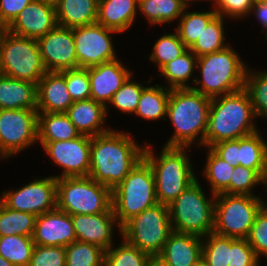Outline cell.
Returning a JSON list of instances; mask_svg holds the SVG:
<instances>
[{
  "instance_id": "cell-25",
  "label": "cell",
  "mask_w": 267,
  "mask_h": 266,
  "mask_svg": "<svg viewBox=\"0 0 267 266\" xmlns=\"http://www.w3.org/2000/svg\"><path fill=\"white\" fill-rule=\"evenodd\" d=\"M138 10V0H99L97 23L124 32L135 21Z\"/></svg>"
},
{
  "instance_id": "cell-53",
  "label": "cell",
  "mask_w": 267,
  "mask_h": 266,
  "mask_svg": "<svg viewBox=\"0 0 267 266\" xmlns=\"http://www.w3.org/2000/svg\"><path fill=\"white\" fill-rule=\"evenodd\" d=\"M208 1H214L216 6L214 7V10L217 11L224 3H232V0H208Z\"/></svg>"
},
{
  "instance_id": "cell-6",
  "label": "cell",
  "mask_w": 267,
  "mask_h": 266,
  "mask_svg": "<svg viewBox=\"0 0 267 266\" xmlns=\"http://www.w3.org/2000/svg\"><path fill=\"white\" fill-rule=\"evenodd\" d=\"M156 204L158 200L154 174L143 158L112 190V209L122 227L131 218Z\"/></svg>"
},
{
  "instance_id": "cell-19",
  "label": "cell",
  "mask_w": 267,
  "mask_h": 266,
  "mask_svg": "<svg viewBox=\"0 0 267 266\" xmlns=\"http://www.w3.org/2000/svg\"><path fill=\"white\" fill-rule=\"evenodd\" d=\"M71 217L76 239L97 245L105 251L113 246L115 226L121 235V227L114 213L76 214Z\"/></svg>"
},
{
  "instance_id": "cell-32",
  "label": "cell",
  "mask_w": 267,
  "mask_h": 266,
  "mask_svg": "<svg viewBox=\"0 0 267 266\" xmlns=\"http://www.w3.org/2000/svg\"><path fill=\"white\" fill-rule=\"evenodd\" d=\"M36 217L31 213L10 209L0 201V237L8 235L33 237Z\"/></svg>"
},
{
  "instance_id": "cell-3",
  "label": "cell",
  "mask_w": 267,
  "mask_h": 266,
  "mask_svg": "<svg viewBox=\"0 0 267 266\" xmlns=\"http://www.w3.org/2000/svg\"><path fill=\"white\" fill-rule=\"evenodd\" d=\"M210 104L211 98L191 88L170 89L166 117L175 131L164 146L190 148L197 140L205 147Z\"/></svg>"
},
{
  "instance_id": "cell-43",
  "label": "cell",
  "mask_w": 267,
  "mask_h": 266,
  "mask_svg": "<svg viewBox=\"0 0 267 266\" xmlns=\"http://www.w3.org/2000/svg\"><path fill=\"white\" fill-rule=\"evenodd\" d=\"M259 184L267 187V181L256 170L237 165L230 180V194L252 196V188Z\"/></svg>"
},
{
  "instance_id": "cell-45",
  "label": "cell",
  "mask_w": 267,
  "mask_h": 266,
  "mask_svg": "<svg viewBox=\"0 0 267 266\" xmlns=\"http://www.w3.org/2000/svg\"><path fill=\"white\" fill-rule=\"evenodd\" d=\"M247 241L253 248L258 259L267 258V211L263 208L257 213Z\"/></svg>"
},
{
  "instance_id": "cell-49",
  "label": "cell",
  "mask_w": 267,
  "mask_h": 266,
  "mask_svg": "<svg viewBox=\"0 0 267 266\" xmlns=\"http://www.w3.org/2000/svg\"><path fill=\"white\" fill-rule=\"evenodd\" d=\"M33 0H0V25L7 28Z\"/></svg>"
},
{
  "instance_id": "cell-50",
  "label": "cell",
  "mask_w": 267,
  "mask_h": 266,
  "mask_svg": "<svg viewBox=\"0 0 267 266\" xmlns=\"http://www.w3.org/2000/svg\"><path fill=\"white\" fill-rule=\"evenodd\" d=\"M254 0H232V3H224L216 12L218 15L240 19L250 15Z\"/></svg>"
},
{
  "instance_id": "cell-35",
  "label": "cell",
  "mask_w": 267,
  "mask_h": 266,
  "mask_svg": "<svg viewBox=\"0 0 267 266\" xmlns=\"http://www.w3.org/2000/svg\"><path fill=\"white\" fill-rule=\"evenodd\" d=\"M224 18L217 14L190 48L197 57L220 51L228 46L225 44Z\"/></svg>"
},
{
  "instance_id": "cell-17",
  "label": "cell",
  "mask_w": 267,
  "mask_h": 266,
  "mask_svg": "<svg viewBox=\"0 0 267 266\" xmlns=\"http://www.w3.org/2000/svg\"><path fill=\"white\" fill-rule=\"evenodd\" d=\"M76 240L70 214L55 208L36 217L33 234L35 245L67 247Z\"/></svg>"
},
{
  "instance_id": "cell-31",
  "label": "cell",
  "mask_w": 267,
  "mask_h": 266,
  "mask_svg": "<svg viewBox=\"0 0 267 266\" xmlns=\"http://www.w3.org/2000/svg\"><path fill=\"white\" fill-rule=\"evenodd\" d=\"M138 9L151 25L178 20L185 7L178 0H138Z\"/></svg>"
},
{
  "instance_id": "cell-12",
  "label": "cell",
  "mask_w": 267,
  "mask_h": 266,
  "mask_svg": "<svg viewBox=\"0 0 267 266\" xmlns=\"http://www.w3.org/2000/svg\"><path fill=\"white\" fill-rule=\"evenodd\" d=\"M38 141L37 109L0 110V156L11 158Z\"/></svg>"
},
{
  "instance_id": "cell-54",
  "label": "cell",
  "mask_w": 267,
  "mask_h": 266,
  "mask_svg": "<svg viewBox=\"0 0 267 266\" xmlns=\"http://www.w3.org/2000/svg\"><path fill=\"white\" fill-rule=\"evenodd\" d=\"M0 266H14V265L0 255Z\"/></svg>"
},
{
  "instance_id": "cell-42",
  "label": "cell",
  "mask_w": 267,
  "mask_h": 266,
  "mask_svg": "<svg viewBox=\"0 0 267 266\" xmlns=\"http://www.w3.org/2000/svg\"><path fill=\"white\" fill-rule=\"evenodd\" d=\"M131 78L132 76L130 75L109 102L111 107L113 105L125 114L135 113L142 90L146 87L138 83V81H131Z\"/></svg>"
},
{
  "instance_id": "cell-39",
  "label": "cell",
  "mask_w": 267,
  "mask_h": 266,
  "mask_svg": "<svg viewBox=\"0 0 267 266\" xmlns=\"http://www.w3.org/2000/svg\"><path fill=\"white\" fill-rule=\"evenodd\" d=\"M122 239L119 246L105 251L104 266H147L150 255Z\"/></svg>"
},
{
  "instance_id": "cell-30",
  "label": "cell",
  "mask_w": 267,
  "mask_h": 266,
  "mask_svg": "<svg viewBox=\"0 0 267 266\" xmlns=\"http://www.w3.org/2000/svg\"><path fill=\"white\" fill-rule=\"evenodd\" d=\"M197 56L188 49L183 55L168 62L161 70L160 75L166 78L169 89L191 88L187 82L196 68Z\"/></svg>"
},
{
  "instance_id": "cell-40",
  "label": "cell",
  "mask_w": 267,
  "mask_h": 266,
  "mask_svg": "<svg viewBox=\"0 0 267 266\" xmlns=\"http://www.w3.org/2000/svg\"><path fill=\"white\" fill-rule=\"evenodd\" d=\"M188 48L179 38L177 32L164 34L155 42L149 59L154 62L159 71L170 61L183 55Z\"/></svg>"
},
{
  "instance_id": "cell-4",
  "label": "cell",
  "mask_w": 267,
  "mask_h": 266,
  "mask_svg": "<svg viewBox=\"0 0 267 266\" xmlns=\"http://www.w3.org/2000/svg\"><path fill=\"white\" fill-rule=\"evenodd\" d=\"M246 63L231 47L197 57L196 69L202 78H193L191 89L214 98L244 88ZM201 85L199 86V84Z\"/></svg>"
},
{
  "instance_id": "cell-18",
  "label": "cell",
  "mask_w": 267,
  "mask_h": 266,
  "mask_svg": "<svg viewBox=\"0 0 267 266\" xmlns=\"http://www.w3.org/2000/svg\"><path fill=\"white\" fill-rule=\"evenodd\" d=\"M57 25L55 6L33 0L6 29L20 36L38 39Z\"/></svg>"
},
{
  "instance_id": "cell-47",
  "label": "cell",
  "mask_w": 267,
  "mask_h": 266,
  "mask_svg": "<svg viewBox=\"0 0 267 266\" xmlns=\"http://www.w3.org/2000/svg\"><path fill=\"white\" fill-rule=\"evenodd\" d=\"M253 248L247 239H235L230 237V257L228 266H259Z\"/></svg>"
},
{
  "instance_id": "cell-5",
  "label": "cell",
  "mask_w": 267,
  "mask_h": 266,
  "mask_svg": "<svg viewBox=\"0 0 267 266\" xmlns=\"http://www.w3.org/2000/svg\"><path fill=\"white\" fill-rule=\"evenodd\" d=\"M150 148L149 144L145 145L143 158L152 168L158 203L169 206L197 180L190 158L186 154L188 147L163 146L158 157Z\"/></svg>"
},
{
  "instance_id": "cell-46",
  "label": "cell",
  "mask_w": 267,
  "mask_h": 266,
  "mask_svg": "<svg viewBox=\"0 0 267 266\" xmlns=\"http://www.w3.org/2000/svg\"><path fill=\"white\" fill-rule=\"evenodd\" d=\"M29 266H66L65 247L35 245Z\"/></svg>"
},
{
  "instance_id": "cell-22",
  "label": "cell",
  "mask_w": 267,
  "mask_h": 266,
  "mask_svg": "<svg viewBox=\"0 0 267 266\" xmlns=\"http://www.w3.org/2000/svg\"><path fill=\"white\" fill-rule=\"evenodd\" d=\"M202 237L172 231L158 254L171 266H192L202 258Z\"/></svg>"
},
{
  "instance_id": "cell-24",
  "label": "cell",
  "mask_w": 267,
  "mask_h": 266,
  "mask_svg": "<svg viewBox=\"0 0 267 266\" xmlns=\"http://www.w3.org/2000/svg\"><path fill=\"white\" fill-rule=\"evenodd\" d=\"M1 109H37V84L0 76Z\"/></svg>"
},
{
  "instance_id": "cell-8",
  "label": "cell",
  "mask_w": 267,
  "mask_h": 266,
  "mask_svg": "<svg viewBox=\"0 0 267 266\" xmlns=\"http://www.w3.org/2000/svg\"><path fill=\"white\" fill-rule=\"evenodd\" d=\"M172 231L190 233L201 237L213 232L215 195L206 198L196 180L169 206Z\"/></svg>"
},
{
  "instance_id": "cell-10",
  "label": "cell",
  "mask_w": 267,
  "mask_h": 266,
  "mask_svg": "<svg viewBox=\"0 0 267 266\" xmlns=\"http://www.w3.org/2000/svg\"><path fill=\"white\" fill-rule=\"evenodd\" d=\"M262 205L263 199L257 195H215L213 232L235 239H247Z\"/></svg>"
},
{
  "instance_id": "cell-56",
  "label": "cell",
  "mask_w": 267,
  "mask_h": 266,
  "mask_svg": "<svg viewBox=\"0 0 267 266\" xmlns=\"http://www.w3.org/2000/svg\"><path fill=\"white\" fill-rule=\"evenodd\" d=\"M41 1H44L52 6H56L60 0H41Z\"/></svg>"
},
{
  "instance_id": "cell-44",
  "label": "cell",
  "mask_w": 267,
  "mask_h": 266,
  "mask_svg": "<svg viewBox=\"0 0 267 266\" xmlns=\"http://www.w3.org/2000/svg\"><path fill=\"white\" fill-rule=\"evenodd\" d=\"M60 73L65 77L67 90L73 101L90 99L88 68L69 69Z\"/></svg>"
},
{
  "instance_id": "cell-55",
  "label": "cell",
  "mask_w": 267,
  "mask_h": 266,
  "mask_svg": "<svg viewBox=\"0 0 267 266\" xmlns=\"http://www.w3.org/2000/svg\"><path fill=\"white\" fill-rule=\"evenodd\" d=\"M185 8L189 7L190 2L198 1V0H178ZM202 1V0H201ZM208 1V0H207Z\"/></svg>"
},
{
  "instance_id": "cell-58",
  "label": "cell",
  "mask_w": 267,
  "mask_h": 266,
  "mask_svg": "<svg viewBox=\"0 0 267 266\" xmlns=\"http://www.w3.org/2000/svg\"><path fill=\"white\" fill-rule=\"evenodd\" d=\"M262 208L265 209L267 211V204L266 202L263 200V205H262Z\"/></svg>"
},
{
  "instance_id": "cell-21",
  "label": "cell",
  "mask_w": 267,
  "mask_h": 266,
  "mask_svg": "<svg viewBox=\"0 0 267 266\" xmlns=\"http://www.w3.org/2000/svg\"><path fill=\"white\" fill-rule=\"evenodd\" d=\"M65 77L60 72L47 71L37 84V112L65 113L73 104Z\"/></svg>"
},
{
  "instance_id": "cell-38",
  "label": "cell",
  "mask_w": 267,
  "mask_h": 266,
  "mask_svg": "<svg viewBox=\"0 0 267 266\" xmlns=\"http://www.w3.org/2000/svg\"><path fill=\"white\" fill-rule=\"evenodd\" d=\"M66 266H104L105 250L76 240L65 247Z\"/></svg>"
},
{
  "instance_id": "cell-33",
  "label": "cell",
  "mask_w": 267,
  "mask_h": 266,
  "mask_svg": "<svg viewBox=\"0 0 267 266\" xmlns=\"http://www.w3.org/2000/svg\"><path fill=\"white\" fill-rule=\"evenodd\" d=\"M207 149V161L203 169V175L207 178L211 187L210 195L230 194V180L234 167L218 157L209 147Z\"/></svg>"
},
{
  "instance_id": "cell-14",
  "label": "cell",
  "mask_w": 267,
  "mask_h": 266,
  "mask_svg": "<svg viewBox=\"0 0 267 266\" xmlns=\"http://www.w3.org/2000/svg\"><path fill=\"white\" fill-rule=\"evenodd\" d=\"M72 30L78 68H88L118 59L111 35L119 32L98 23L74 27Z\"/></svg>"
},
{
  "instance_id": "cell-23",
  "label": "cell",
  "mask_w": 267,
  "mask_h": 266,
  "mask_svg": "<svg viewBox=\"0 0 267 266\" xmlns=\"http://www.w3.org/2000/svg\"><path fill=\"white\" fill-rule=\"evenodd\" d=\"M65 113L80 134L92 137L111 130L104 126L108 109L91 98L74 101Z\"/></svg>"
},
{
  "instance_id": "cell-52",
  "label": "cell",
  "mask_w": 267,
  "mask_h": 266,
  "mask_svg": "<svg viewBox=\"0 0 267 266\" xmlns=\"http://www.w3.org/2000/svg\"><path fill=\"white\" fill-rule=\"evenodd\" d=\"M147 266H171L159 255H150L148 258Z\"/></svg>"
},
{
  "instance_id": "cell-9",
  "label": "cell",
  "mask_w": 267,
  "mask_h": 266,
  "mask_svg": "<svg viewBox=\"0 0 267 266\" xmlns=\"http://www.w3.org/2000/svg\"><path fill=\"white\" fill-rule=\"evenodd\" d=\"M0 66L3 75L35 84L47 72L36 39L14 34L6 28L0 34Z\"/></svg>"
},
{
  "instance_id": "cell-11",
  "label": "cell",
  "mask_w": 267,
  "mask_h": 266,
  "mask_svg": "<svg viewBox=\"0 0 267 266\" xmlns=\"http://www.w3.org/2000/svg\"><path fill=\"white\" fill-rule=\"evenodd\" d=\"M172 232L169 207L164 204L145 209L121 227V237L149 255H158Z\"/></svg>"
},
{
  "instance_id": "cell-27",
  "label": "cell",
  "mask_w": 267,
  "mask_h": 266,
  "mask_svg": "<svg viewBox=\"0 0 267 266\" xmlns=\"http://www.w3.org/2000/svg\"><path fill=\"white\" fill-rule=\"evenodd\" d=\"M80 135L66 113H38L40 143L72 140Z\"/></svg>"
},
{
  "instance_id": "cell-29",
  "label": "cell",
  "mask_w": 267,
  "mask_h": 266,
  "mask_svg": "<svg viewBox=\"0 0 267 266\" xmlns=\"http://www.w3.org/2000/svg\"><path fill=\"white\" fill-rule=\"evenodd\" d=\"M170 97V89L166 86L145 87L139 98L135 115L145 120H166L167 105ZM165 117V118H164Z\"/></svg>"
},
{
  "instance_id": "cell-26",
  "label": "cell",
  "mask_w": 267,
  "mask_h": 266,
  "mask_svg": "<svg viewBox=\"0 0 267 266\" xmlns=\"http://www.w3.org/2000/svg\"><path fill=\"white\" fill-rule=\"evenodd\" d=\"M99 0H60L55 6L57 24L74 28L97 23Z\"/></svg>"
},
{
  "instance_id": "cell-57",
  "label": "cell",
  "mask_w": 267,
  "mask_h": 266,
  "mask_svg": "<svg viewBox=\"0 0 267 266\" xmlns=\"http://www.w3.org/2000/svg\"><path fill=\"white\" fill-rule=\"evenodd\" d=\"M192 266H208L207 263L201 258L197 263Z\"/></svg>"
},
{
  "instance_id": "cell-20",
  "label": "cell",
  "mask_w": 267,
  "mask_h": 266,
  "mask_svg": "<svg viewBox=\"0 0 267 266\" xmlns=\"http://www.w3.org/2000/svg\"><path fill=\"white\" fill-rule=\"evenodd\" d=\"M90 98L108 108L115 92L132 75L122 61L116 59L100 65L88 67Z\"/></svg>"
},
{
  "instance_id": "cell-59",
  "label": "cell",
  "mask_w": 267,
  "mask_h": 266,
  "mask_svg": "<svg viewBox=\"0 0 267 266\" xmlns=\"http://www.w3.org/2000/svg\"><path fill=\"white\" fill-rule=\"evenodd\" d=\"M255 2H263V3H267V0H254Z\"/></svg>"
},
{
  "instance_id": "cell-13",
  "label": "cell",
  "mask_w": 267,
  "mask_h": 266,
  "mask_svg": "<svg viewBox=\"0 0 267 266\" xmlns=\"http://www.w3.org/2000/svg\"><path fill=\"white\" fill-rule=\"evenodd\" d=\"M0 201L8 208L41 215L57 208V178L54 176L36 178L27 185L10 191H3Z\"/></svg>"
},
{
  "instance_id": "cell-36",
  "label": "cell",
  "mask_w": 267,
  "mask_h": 266,
  "mask_svg": "<svg viewBox=\"0 0 267 266\" xmlns=\"http://www.w3.org/2000/svg\"><path fill=\"white\" fill-rule=\"evenodd\" d=\"M34 247L33 237L21 235L0 237V255L14 266H29Z\"/></svg>"
},
{
  "instance_id": "cell-1",
  "label": "cell",
  "mask_w": 267,
  "mask_h": 266,
  "mask_svg": "<svg viewBox=\"0 0 267 266\" xmlns=\"http://www.w3.org/2000/svg\"><path fill=\"white\" fill-rule=\"evenodd\" d=\"M144 149L128 132L111 129L92 136L88 176L113 190L143 159Z\"/></svg>"
},
{
  "instance_id": "cell-48",
  "label": "cell",
  "mask_w": 267,
  "mask_h": 266,
  "mask_svg": "<svg viewBox=\"0 0 267 266\" xmlns=\"http://www.w3.org/2000/svg\"><path fill=\"white\" fill-rule=\"evenodd\" d=\"M210 149L230 166L239 165V139L218 142Z\"/></svg>"
},
{
  "instance_id": "cell-28",
  "label": "cell",
  "mask_w": 267,
  "mask_h": 266,
  "mask_svg": "<svg viewBox=\"0 0 267 266\" xmlns=\"http://www.w3.org/2000/svg\"><path fill=\"white\" fill-rule=\"evenodd\" d=\"M239 165L256 170L267 181V141L259 131L239 138Z\"/></svg>"
},
{
  "instance_id": "cell-34",
  "label": "cell",
  "mask_w": 267,
  "mask_h": 266,
  "mask_svg": "<svg viewBox=\"0 0 267 266\" xmlns=\"http://www.w3.org/2000/svg\"><path fill=\"white\" fill-rule=\"evenodd\" d=\"M216 15L217 12L214 9L207 12H187V8H185L175 29L179 38L188 49L194 45L207 24Z\"/></svg>"
},
{
  "instance_id": "cell-51",
  "label": "cell",
  "mask_w": 267,
  "mask_h": 266,
  "mask_svg": "<svg viewBox=\"0 0 267 266\" xmlns=\"http://www.w3.org/2000/svg\"><path fill=\"white\" fill-rule=\"evenodd\" d=\"M253 12V13H252ZM254 14L262 27L267 31V3L255 2L250 14Z\"/></svg>"
},
{
  "instance_id": "cell-7",
  "label": "cell",
  "mask_w": 267,
  "mask_h": 266,
  "mask_svg": "<svg viewBox=\"0 0 267 266\" xmlns=\"http://www.w3.org/2000/svg\"><path fill=\"white\" fill-rule=\"evenodd\" d=\"M57 208L70 215L114 213L112 190L90 176L57 179Z\"/></svg>"
},
{
  "instance_id": "cell-41",
  "label": "cell",
  "mask_w": 267,
  "mask_h": 266,
  "mask_svg": "<svg viewBox=\"0 0 267 266\" xmlns=\"http://www.w3.org/2000/svg\"><path fill=\"white\" fill-rule=\"evenodd\" d=\"M202 238H204L202 239V259L207 265L228 266L230 257V237L211 232Z\"/></svg>"
},
{
  "instance_id": "cell-15",
  "label": "cell",
  "mask_w": 267,
  "mask_h": 266,
  "mask_svg": "<svg viewBox=\"0 0 267 266\" xmlns=\"http://www.w3.org/2000/svg\"><path fill=\"white\" fill-rule=\"evenodd\" d=\"M91 141V136L81 134L72 140L41 143L45 153L63 169L57 179L89 175Z\"/></svg>"
},
{
  "instance_id": "cell-16",
  "label": "cell",
  "mask_w": 267,
  "mask_h": 266,
  "mask_svg": "<svg viewBox=\"0 0 267 266\" xmlns=\"http://www.w3.org/2000/svg\"><path fill=\"white\" fill-rule=\"evenodd\" d=\"M36 41L46 71L61 72L78 68L72 28L57 25Z\"/></svg>"
},
{
  "instance_id": "cell-37",
  "label": "cell",
  "mask_w": 267,
  "mask_h": 266,
  "mask_svg": "<svg viewBox=\"0 0 267 266\" xmlns=\"http://www.w3.org/2000/svg\"><path fill=\"white\" fill-rule=\"evenodd\" d=\"M244 89L250 97L256 117L267 120V70L256 73L247 67Z\"/></svg>"
},
{
  "instance_id": "cell-2",
  "label": "cell",
  "mask_w": 267,
  "mask_h": 266,
  "mask_svg": "<svg viewBox=\"0 0 267 266\" xmlns=\"http://www.w3.org/2000/svg\"><path fill=\"white\" fill-rule=\"evenodd\" d=\"M256 115L250 97L244 88L211 98L205 147L235 140L258 131L253 123Z\"/></svg>"
}]
</instances>
